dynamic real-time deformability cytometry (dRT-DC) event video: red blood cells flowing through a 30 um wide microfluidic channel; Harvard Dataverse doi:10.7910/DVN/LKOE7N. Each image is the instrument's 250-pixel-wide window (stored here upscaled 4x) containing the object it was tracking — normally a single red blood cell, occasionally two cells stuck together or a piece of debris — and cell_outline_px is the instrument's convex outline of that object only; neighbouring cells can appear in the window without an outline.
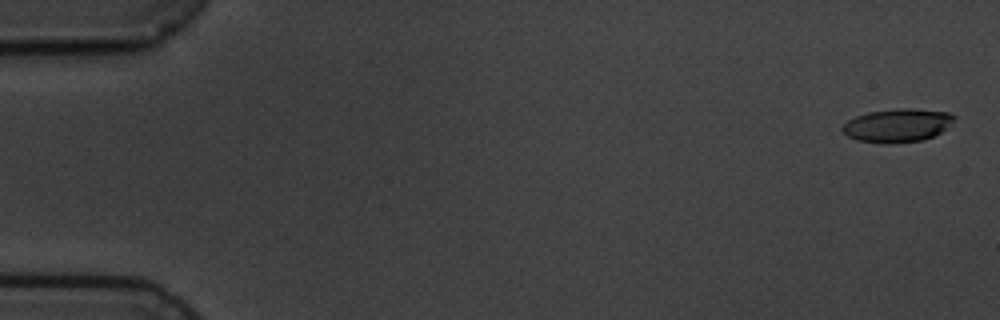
{"species": "common noctule bat (a hibernating species)", "species_latin": "Nyctalus noctula", "temperature_condition": "cold", "stored_images_in_passage": 5, "camera_frame_rate_fps": 3000, "um_per_image_px": 0.085, "animal": {"sex": "male", "body_mass_g": 19.5, "forearm_length_mm": 54.6}, "frame": {"image": 1, "passage_image": 1, "time_ms": 0.0, "image_size_px": [1000, 320], "cell_outline_px": [[956, 116], [940, 132], [932, 136], [920, 140], [888, 144], [884, 144], [856, 140], [848, 136], [840, 128], [848, 120], [856, 116], [868, 112], [896, 108], [912, 108], [948, 112]], "centroid_in_image_um": [76.22, 10.65], "position_along_channel_um": 8.8, "area_um2": 21.56}}
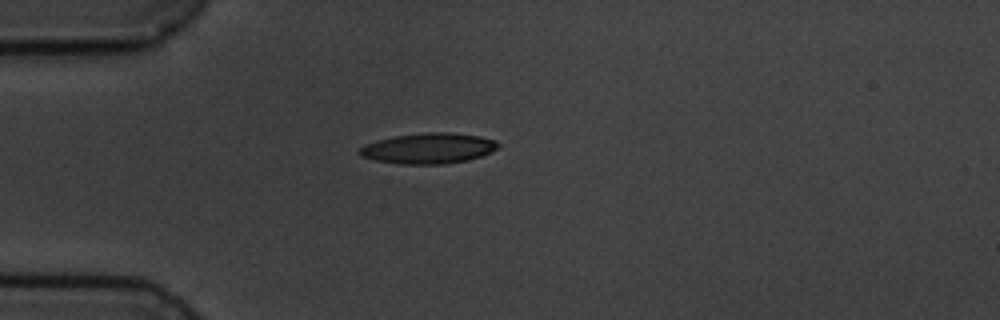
{"frame": {"image": 2, "passage_image": 5, "time_ms": 4.667, "image_size_px": [1000, 320], "cell_outline_px": [[500, 144], [492, 152], [468, 160], [444, 164], [400, 164], [376, 160], [360, 156], [356, 152], [364, 144], [376, 140], [396, 136], [424, 132], [452, 132], [480, 136], [496, 140]], "centroid_in_image_um": [36.41, 12.6], "position_along_channel_um": 48.6, "area_um2": 24.85}}